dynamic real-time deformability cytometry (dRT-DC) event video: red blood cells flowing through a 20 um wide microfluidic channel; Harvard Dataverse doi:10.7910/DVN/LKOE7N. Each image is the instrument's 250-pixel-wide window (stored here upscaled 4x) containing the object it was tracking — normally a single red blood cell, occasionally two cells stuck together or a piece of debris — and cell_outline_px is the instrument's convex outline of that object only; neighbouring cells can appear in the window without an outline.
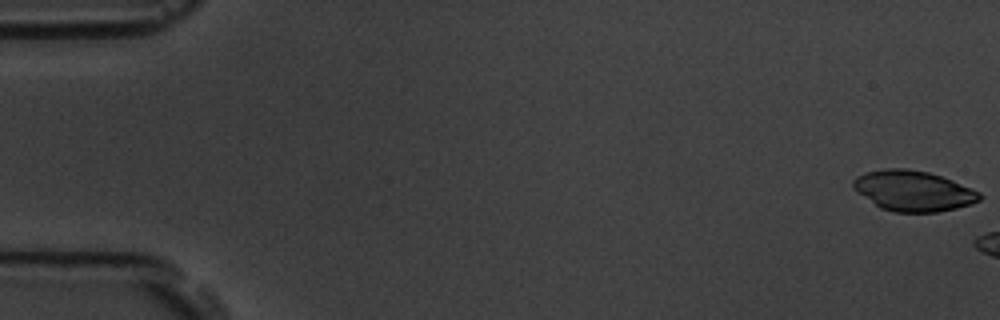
{"species": "common noctule bat (a hibernating species)", "species_latin": "Nyctalus noctula", "temperature_condition": "room temperature", "stored_images_in_passage": 6, "camera_frame_rate_fps": 3000, "um_per_image_px": 0.085, "animal": {"sex": "male", "body_mass_g": 19.5, "forearm_length_mm": 54.6}, "frame": {"image": 1, "passage_image": 1, "time_ms": 0.0, "image_size_px": [1000, 320], "cell_outline_px": [[984, 196], [980, 200], [972, 204], [956, 208], [936, 212], [892, 212], [880, 208], [852, 188], [852, 180], [856, 176], [864, 172], [888, 168], [904, 168], [928, 172], [952, 180], [972, 188], [980, 192]], "centroid_in_image_um": [77.62, 16.22], "position_along_channel_um": 7.4, "area_um2": 29.94}}